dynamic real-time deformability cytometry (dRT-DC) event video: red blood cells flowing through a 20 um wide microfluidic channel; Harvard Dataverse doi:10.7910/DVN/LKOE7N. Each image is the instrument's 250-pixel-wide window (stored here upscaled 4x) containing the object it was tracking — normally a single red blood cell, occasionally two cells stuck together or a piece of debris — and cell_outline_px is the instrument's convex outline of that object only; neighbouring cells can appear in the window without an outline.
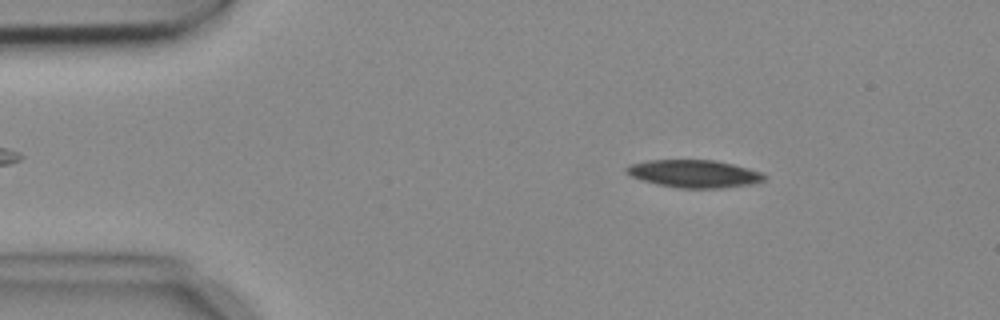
{"species": "common noctule bat (a hibernating species)", "species_latin": "Nyctalus noctula", "temperature_condition": "cold", "stored_images_in_passage": 2, "segment_of_instrument_passage": [1, 2], "camera_frame_rate_fps": 3000, "um_per_image_px": 0.085, "animal": {"sex": "female", "body_mass_g": 18.4}, "frame": {"image": 1, "passage_image": 1, "time_ms": 0.0, "image_size_px": [1000, 320], "cell_outline_px": [[764, 180], [748, 184], [720, 188], [680, 188], [656, 184], [632, 176], [624, 168], [632, 164], [648, 160], [712, 160], [732, 164], [748, 168], [760, 172], [764, 176]], "centroid_in_image_um": [58.98, 14.76], "position_along_channel_um": 26.0, "area_um2": 21.73}}